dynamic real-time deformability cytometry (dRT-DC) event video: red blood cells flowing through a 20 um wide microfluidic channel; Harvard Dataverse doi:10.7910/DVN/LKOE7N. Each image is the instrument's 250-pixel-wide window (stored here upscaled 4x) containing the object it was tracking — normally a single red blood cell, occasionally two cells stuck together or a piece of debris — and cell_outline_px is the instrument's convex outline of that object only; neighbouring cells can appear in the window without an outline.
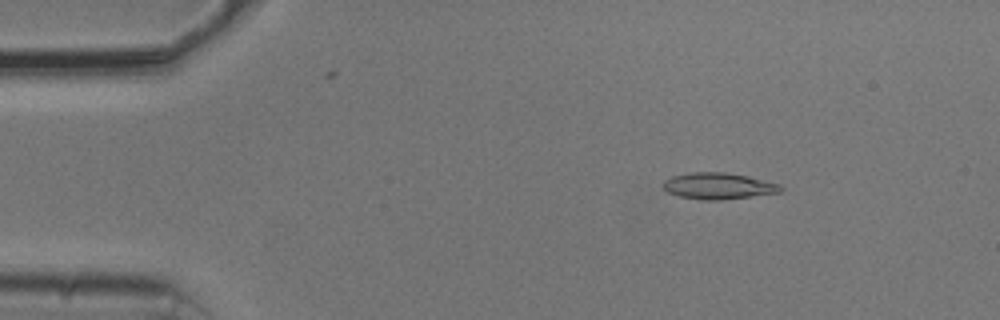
{"species": "common noctule bat (a hibernating species)", "species_latin": "Nyctalus noctula", "temperature_condition": "cold", "stored_images_in_passage": 54, "camera_frame_rate_fps": 3000, "um_per_image_px": 0.085, "animal": {"sex": "male", "body_mass_g": 20.5, "forearm_length_mm": 52.5}, "frame": {"image": 1, "passage_image": 8, "time_ms": 2.333, "image_size_px": [1000, 320], "cell_outline_px": [[784, 188], [780, 192], [720, 200], [700, 200], [680, 196], [668, 192], [664, 188], [664, 180], [672, 176], [692, 172], [724, 172], [748, 176], [780, 184]], "centroid_in_image_um": [61.06, 15.8], "position_along_channel_um": 23.9, "area_um2": 17.92}}
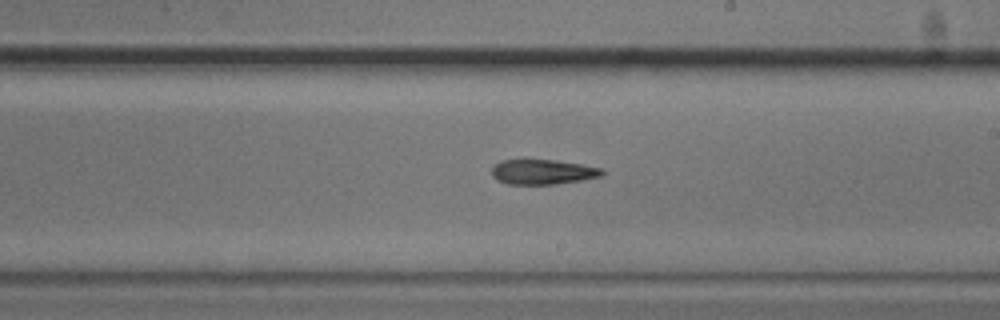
{"frame": {"image": 2, "passage_image": 31, "time_ms": 10.0, "image_size_px": [1000, 320], "cell_outline_px": [[604, 176], [556, 184], [508, 184], [496, 180], [492, 176], [492, 168], [500, 160], [552, 160], [580, 164], [604, 168]], "centroid_in_image_um": [46.15, 14.62], "position_along_channel_um": 242.9, "area_um2": 16.01}}
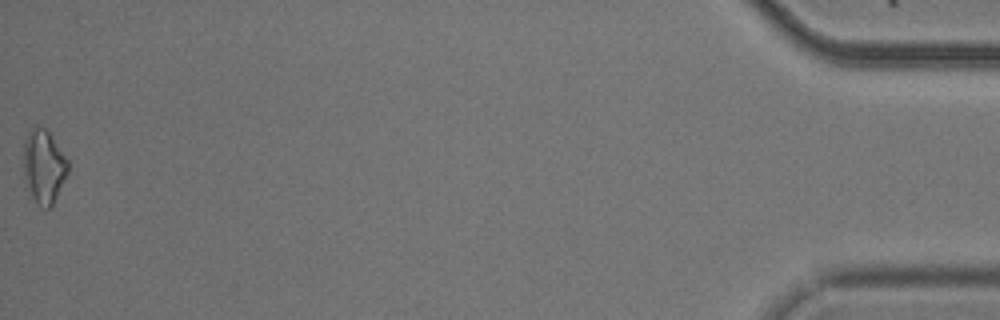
{"frame": {"image": 3, "passage_image": 54, "time_ms": 17.667, "image_size_px": [1000, 320], "cell_outline_px": [[68, 172], [52, 204], [48, 208], [44, 208], [36, 204], [24, 188], [24, 140], [28, 132], [36, 124], [44, 128], [48, 132], [68, 160]], "centroid_in_image_um": [3.68, 14.17], "position_along_channel_um": 431.5, "area_um2": 19.13}}